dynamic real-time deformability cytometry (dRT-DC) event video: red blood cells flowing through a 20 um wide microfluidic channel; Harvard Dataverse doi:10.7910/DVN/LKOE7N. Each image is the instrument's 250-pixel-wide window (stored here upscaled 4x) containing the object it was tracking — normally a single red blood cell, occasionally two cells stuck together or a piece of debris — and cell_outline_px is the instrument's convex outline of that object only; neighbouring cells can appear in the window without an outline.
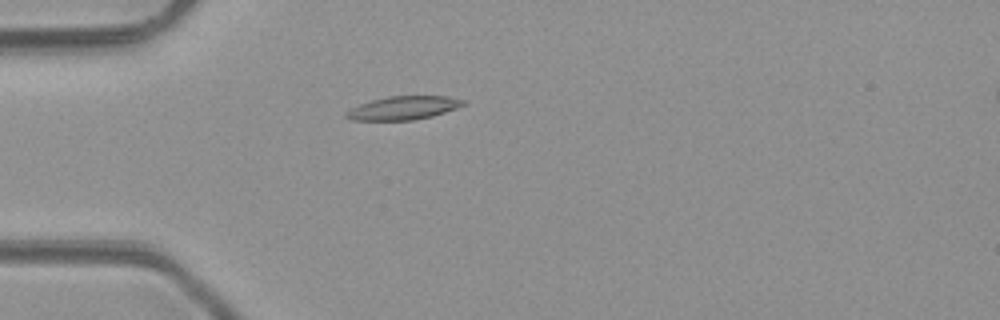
{"species": "common noctule bat (a hibernating species)", "species_latin": "Nyctalus noctula", "temperature_condition": "room temperature", "stored_images_in_passage": 1, "camera_frame_rate_fps": 3000, "um_per_image_px": 0.085, "animal": {"sex": "male", "body_mass_g": 23.1, "forearm_length_mm": 52.7}, "frame": {"image": 1, "passage_image": 1, "time_ms": 0.0, "image_size_px": [1000, 320], "cell_outline_px": [[468, 104], [432, 116], [412, 120], [352, 120], [344, 116], [344, 112], [360, 104], [372, 100], [388, 96], [448, 96], [464, 100]], "centroid_in_image_um": [34.29, 9.17], "position_along_channel_um": 50.7, "area_um2": 15.95}}